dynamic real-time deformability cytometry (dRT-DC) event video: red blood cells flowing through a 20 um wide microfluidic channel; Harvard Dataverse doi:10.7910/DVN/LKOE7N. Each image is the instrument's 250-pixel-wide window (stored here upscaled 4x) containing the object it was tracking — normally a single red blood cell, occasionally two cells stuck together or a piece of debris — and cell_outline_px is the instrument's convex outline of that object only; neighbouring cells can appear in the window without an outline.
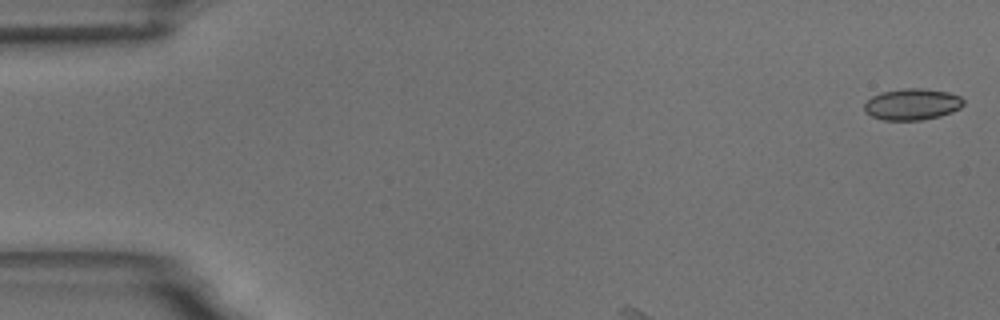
{"species": "common noctule bat (a hibernating species)", "species_latin": "Nyctalus noctula", "temperature_condition": "room temperature", "stored_images_in_passage": 9, "camera_frame_rate_fps": 3000, "um_per_image_px": 0.085, "animal": {"sex": "male", "body_mass_g": 18.8}, "frame": {"image": 1, "passage_image": 1, "time_ms": 0.0, "image_size_px": [1000, 320], "cell_outline_px": [[964, 104], [960, 108], [952, 112], [940, 116], [920, 120], [884, 120], [872, 116], [864, 112], [864, 104], [872, 96], [880, 92], [904, 88], [920, 88], [948, 92], [960, 96], [964, 100]], "centroid_in_image_um": [77.53, 8.86], "position_along_channel_um": 7.5, "area_um2": 18.21}}